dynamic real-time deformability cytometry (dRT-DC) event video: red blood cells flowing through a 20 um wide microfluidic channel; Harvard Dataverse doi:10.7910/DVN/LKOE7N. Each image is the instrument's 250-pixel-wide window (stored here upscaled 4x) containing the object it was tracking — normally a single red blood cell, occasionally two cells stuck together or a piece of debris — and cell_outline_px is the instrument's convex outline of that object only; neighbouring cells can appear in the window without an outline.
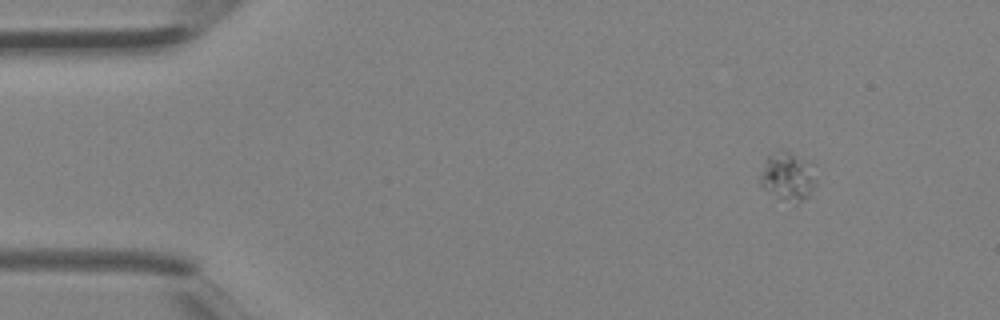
{"species": "Egyptian fruit bat (a non-hibernating species)", "species_latin": "Rousettus aegyptiacus", "temperature_condition": "room temperature", "stored_images_in_passage": 3, "camera_frame_rate_fps": 3000, "um_per_image_px": 0.085, "animal": {"sex": "female"}, "frame": {"image": 1, "passage_image": 1, "time_ms": 0.0, "image_size_px": [1000, 320], "cell_outline_px": [[816, 184], [808, 196], [796, 204], [780, 200], [764, 188], [760, 184], [760, 176], [764, 160], [768, 156], [784, 152], [788, 152], [808, 160], [812, 164], [816, 180]], "centroid_in_image_um": [66.98, 15.05], "position_along_channel_um": 18.0, "area_um2": 15.66}}
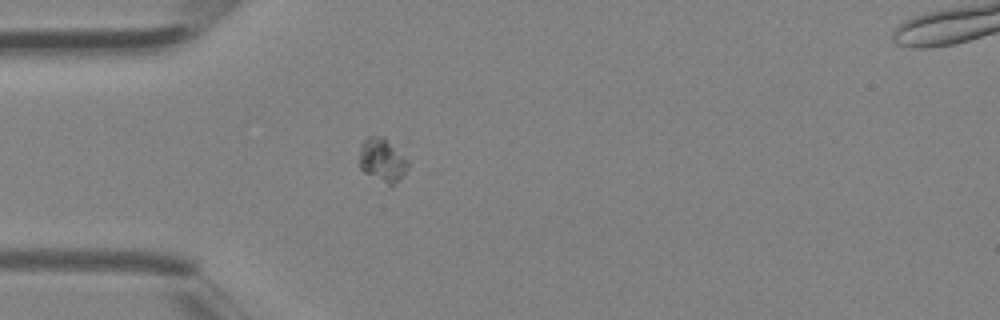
{"frame": {"image": 2, "passage_image": 3, "time_ms": 0.667, "image_size_px": [1000, 320], "cell_outline_px": [[408, 168], [396, 184], [392, 188], [388, 188], [364, 172], [360, 168], [360, 144], [368, 136], [384, 136], [388, 140], [408, 164]], "centroid_in_image_um": [32.46, 13.68], "position_along_channel_um": 52.5, "area_um2": 12.43}}